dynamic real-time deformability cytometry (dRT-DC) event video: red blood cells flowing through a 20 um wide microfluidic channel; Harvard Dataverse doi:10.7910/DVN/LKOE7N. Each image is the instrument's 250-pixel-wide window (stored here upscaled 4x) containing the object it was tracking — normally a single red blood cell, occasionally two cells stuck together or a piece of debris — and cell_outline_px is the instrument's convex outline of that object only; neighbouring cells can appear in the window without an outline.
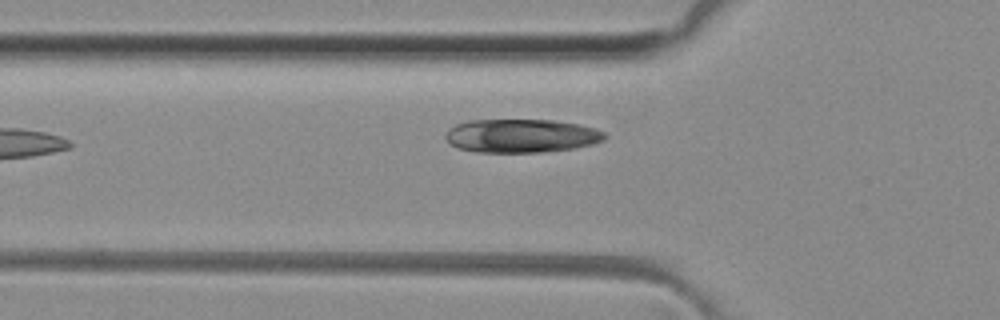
{"species": "common noctule bat (a hibernating species)", "species_latin": "Nyctalus noctula", "temperature_condition": "room temperature", "stored_images_in_passage": 31, "camera_frame_rate_fps": 3000, "um_per_image_px": 0.085, "animal": {"sex": "female", "body_mass_g": 29.2, "forearm_length_mm": 56.3}, "frame": {"image": 1, "passage_image": 3, "time_ms": 0.667, "image_size_px": [1000, 320], "cell_outline_px": [[608, 136], [604, 140], [592, 144], [572, 148], [540, 152], [476, 152], [456, 148], [444, 136], [448, 128], [456, 124], [468, 120], [552, 120], [580, 124], [596, 128], [604, 132]], "centroid_in_image_um": [44.31, 11.54], "position_along_channel_um": 81.5, "area_um2": 31.21}}
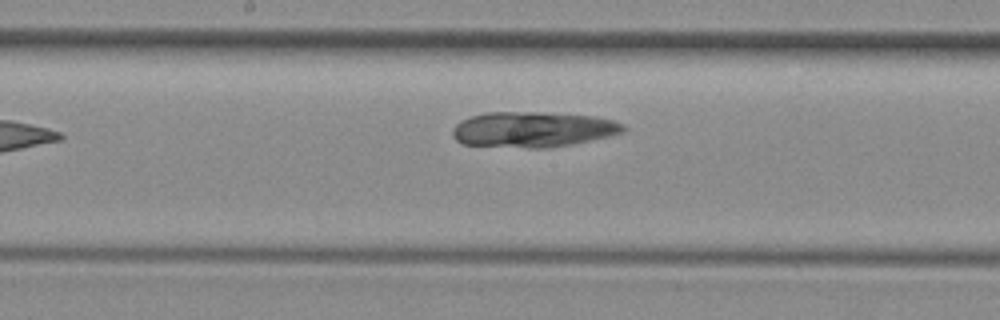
{"frame": {"image": 2, "passage_image": 12, "time_ms": 3.667, "image_size_px": [1000, 320], "cell_outline_px": [[628, 128], [624, 132], [592, 140], [572, 144], [548, 148], [528, 148], [460, 144], [452, 136], [452, 128], [460, 120], [472, 116], [488, 112], [536, 112], [596, 116], [612, 120], [624, 124]], "centroid_in_image_um": [45.29, 11.01], "position_along_channel_um": 202.9, "area_um2": 35.55}}
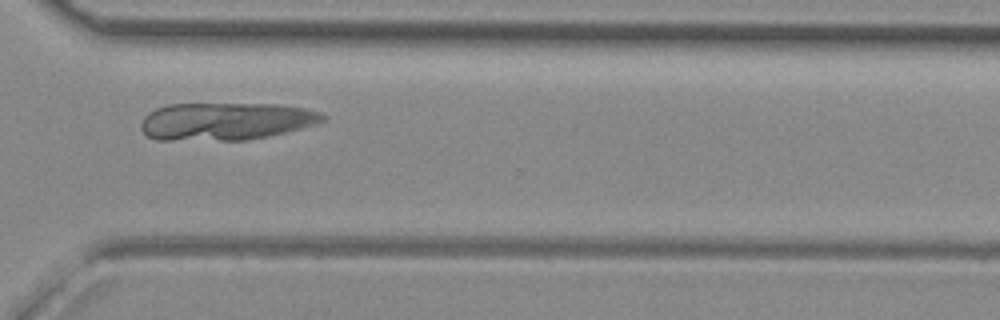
{"frame": {"image": 3, "passage_image": 23, "time_ms": 7.333, "image_size_px": [1000, 320], "cell_outline_px": [[324, 120], [316, 124], [268, 136], [248, 140], [156, 140], [148, 136], [140, 128], [140, 124], [144, 116], [148, 112], [156, 108], [168, 104], [276, 104], [304, 108], [320, 112], [324, 116]], "centroid_in_image_um": [19.13, 10.31], "position_along_channel_um": 351.5, "area_um2": 39.82}}